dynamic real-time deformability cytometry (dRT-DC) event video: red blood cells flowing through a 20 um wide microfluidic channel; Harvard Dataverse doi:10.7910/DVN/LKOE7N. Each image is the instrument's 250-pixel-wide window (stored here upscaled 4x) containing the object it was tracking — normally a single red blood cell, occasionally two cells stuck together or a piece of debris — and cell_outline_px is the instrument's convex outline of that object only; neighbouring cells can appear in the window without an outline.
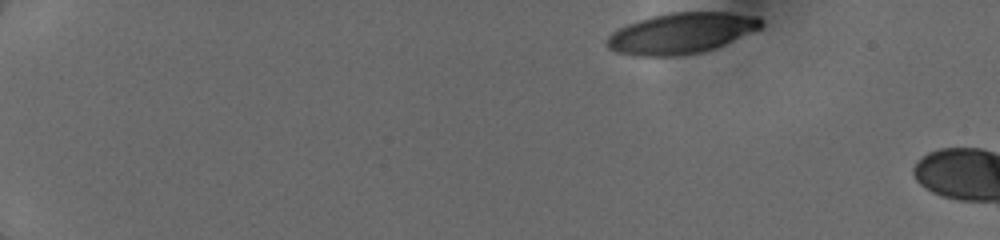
{"species": "human", "species_latin": "Homo sapiens", "temperature_condition": "cold", "stored_images_in_passage": 8, "camera_frame_rate_fps": 3000, "um_per_image_px": 0.085, "donor": {"sex": "female"}, "frame": {"image": 1, "passage_image": 1, "time_ms": 0.0, "image_size_px": [1000, 240], "cell_outline_px": [[764, 24], [760, 28], [716, 48], [700, 52], [676, 56], [636, 56], [616, 52], [608, 48], [608, 36], [612, 32], [628, 24], [652, 16], [668, 12], [728, 12], [756, 16]], "centroid_in_image_um": [57.9, 2.82], "position_along_channel_um": 27.1, "area_um2": 36.36}}